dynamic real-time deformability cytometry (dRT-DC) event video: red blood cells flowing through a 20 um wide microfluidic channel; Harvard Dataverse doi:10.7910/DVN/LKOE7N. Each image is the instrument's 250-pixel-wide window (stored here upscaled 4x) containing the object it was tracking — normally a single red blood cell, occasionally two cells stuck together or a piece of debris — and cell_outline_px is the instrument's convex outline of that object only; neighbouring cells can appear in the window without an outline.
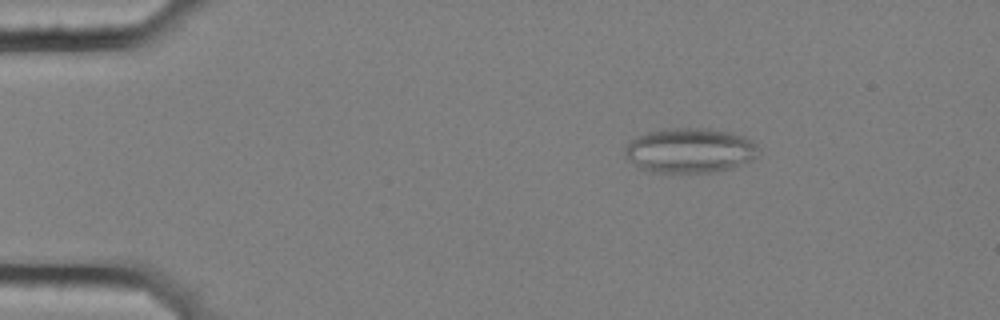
{"species": "common noctule bat (a hibernating species)", "species_latin": "Nyctalus noctula", "temperature_condition": "cold", "stored_images_in_passage": 57, "segment_of_instrument_passage": [1, 2], "camera_frame_rate_fps": 3000, "um_per_image_px": 0.085, "animal": {"sex": "female", "body_mass_g": 25.1}, "frame": {"image": 1, "passage_image": 10, "time_ms": 3.0, "image_size_px": [1000, 320], "cell_outline_px": [[760, 148], [756, 156], [752, 160], [732, 168], [712, 172], [652, 172], [640, 168], [624, 152], [624, 148], [636, 136], [648, 132], [664, 128], [708, 128], [732, 132], [744, 136], [752, 140]], "centroid_in_image_um": [58.69, 12.77], "position_along_channel_um": 26.3, "area_um2": 34.91}}